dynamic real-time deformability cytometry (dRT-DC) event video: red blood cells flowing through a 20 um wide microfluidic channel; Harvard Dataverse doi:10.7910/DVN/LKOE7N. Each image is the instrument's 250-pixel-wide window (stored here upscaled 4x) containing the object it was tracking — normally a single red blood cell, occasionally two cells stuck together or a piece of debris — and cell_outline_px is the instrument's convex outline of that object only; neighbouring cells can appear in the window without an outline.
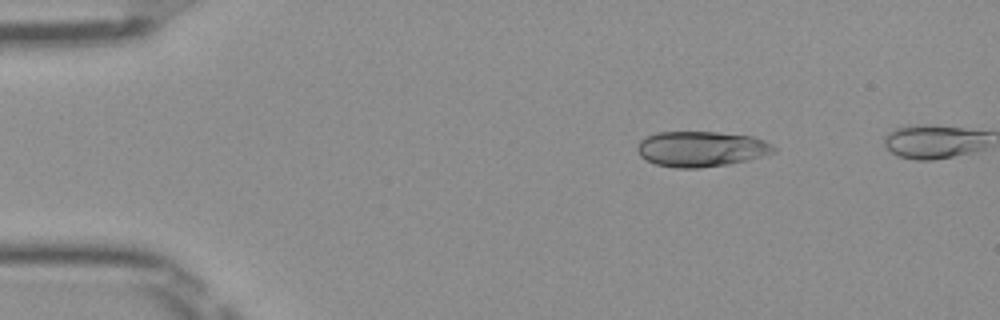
{"species": "Egyptian fruit bat (a non-hibernating species)", "species_latin": "Rousettus aegyptiacus", "temperature_condition": "room temperature", "stored_images_in_passage": 6, "camera_frame_rate_fps": 3000, "um_per_image_px": 0.085, "frame": {"image": 1, "passage_image": 2, "time_ms": 0.333, "image_size_px": [1000, 320], "cell_outline_px": [[776, 152], [748, 160], [728, 164], [700, 168], [676, 168], [656, 164], [640, 156], [636, 152], [636, 148], [640, 140], [656, 132], [716, 132], [752, 136], [764, 140], [772, 144], [776, 148]], "centroid_in_image_um": [59.6, 12.66], "position_along_channel_um": 25.4, "area_um2": 28.26}}